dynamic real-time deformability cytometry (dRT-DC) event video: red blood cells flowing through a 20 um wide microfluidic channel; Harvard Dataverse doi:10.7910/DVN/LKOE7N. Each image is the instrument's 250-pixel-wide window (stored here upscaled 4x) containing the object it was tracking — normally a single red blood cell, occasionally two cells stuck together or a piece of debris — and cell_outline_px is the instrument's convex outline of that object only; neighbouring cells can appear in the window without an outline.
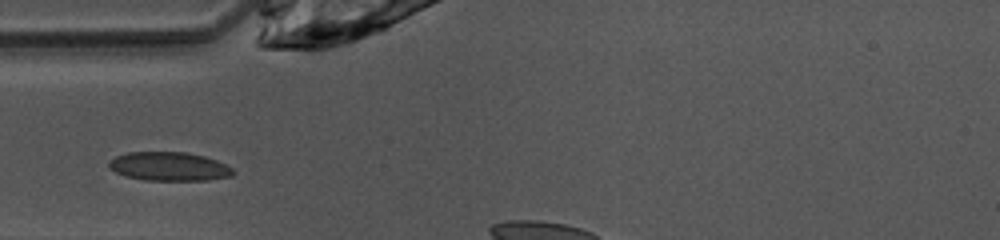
{"species": "common noctule bat (a hibernating species)", "species_latin": "Nyctalus noctula", "temperature_condition": "warm", "stored_images_in_passage": 4, "camera_frame_rate_fps": 3000, "um_per_image_px": 0.085, "animal": {"sex": "female", "body_mass_g": 10.0, "forearm_length_mm": 53.1}, "frame": {"image": 1, "passage_image": 1, "time_ms": 0.0, "image_size_px": [1000, 240], "cell_outline_px": [[236, 172], [232, 176], [208, 180], [144, 180], [124, 176], [108, 168], [108, 160], [116, 156], [128, 152], [184, 152], [204, 156], [216, 160], [232, 168]], "centroid_in_image_um": [14.35, 14.15], "position_along_channel_um": 70.7, "area_um2": 20.92}}